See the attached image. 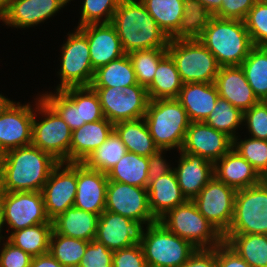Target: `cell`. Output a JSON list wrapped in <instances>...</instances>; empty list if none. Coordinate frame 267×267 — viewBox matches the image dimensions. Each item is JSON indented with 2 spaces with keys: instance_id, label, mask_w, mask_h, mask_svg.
Masks as SVG:
<instances>
[{
  "instance_id": "obj_32",
  "label": "cell",
  "mask_w": 267,
  "mask_h": 267,
  "mask_svg": "<svg viewBox=\"0 0 267 267\" xmlns=\"http://www.w3.org/2000/svg\"><path fill=\"white\" fill-rule=\"evenodd\" d=\"M223 239L251 267H267V235L226 233Z\"/></svg>"
},
{
  "instance_id": "obj_30",
  "label": "cell",
  "mask_w": 267,
  "mask_h": 267,
  "mask_svg": "<svg viewBox=\"0 0 267 267\" xmlns=\"http://www.w3.org/2000/svg\"><path fill=\"white\" fill-rule=\"evenodd\" d=\"M114 131L125 144L128 152L149 157L159 150L143 118L115 123Z\"/></svg>"
},
{
  "instance_id": "obj_23",
  "label": "cell",
  "mask_w": 267,
  "mask_h": 267,
  "mask_svg": "<svg viewBox=\"0 0 267 267\" xmlns=\"http://www.w3.org/2000/svg\"><path fill=\"white\" fill-rule=\"evenodd\" d=\"M214 83L219 97L242 112L249 110L260 101L248 84L241 66L220 67Z\"/></svg>"
},
{
  "instance_id": "obj_26",
  "label": "cell",
  "mask_w": 267,
  "mask_h": 267,
  "mask_svg": "<svg viewBox=\"0 0 267 267\" xmlns=\"http://www.w3.org/2000/svg\"><path fill=\"white\" fill-rule=\"evenodd\" d=\"M219 98L215 83H184L177 100L191 122H204Z\"/></svg>"
},
{
  "instance_id": "obj_39",
  "label": "cell",
  "mask_w": 267,
  "mask_h": 267,
  "mask_svg": "<svg viewBox=\"0 0 267 267\" xmlns=\"http://www.w3.org/2000/svg\"><path fill=\"white\" fill-rule=\"evenodd\" d=\"M88 244V241L52 232L49 253L64 267H78Z\"/></svg>"
},
{
  "instance_id": "obj_52",
  "label": "cell",
  "mask_w": 267,
  "mask_h": 267,
  "mask_svg": "<svg viewBox=\"0 0 267 267\" xmlns=\"http://www.w3.org/2000/svg\"><path fill=\"white\" fill-rule=\"evenodd\" d=\"M217 267H251L224 241L217 246Z\"/></svg>"
},
{
  "instance_id": "obj_28",
  "label": "cell",
  "mask_w": 267,
  "mask_h": 267,
  "mask_svg": "<svg viewBox=\"0 0 267 267\" xmlns=\"http://www.w3.org/2000/svg\"><path fill=\"white\" fill-rule=\"evenodd\" d=\"M114 130V124L104 118L84 124L72 131L70 163H83Z\"/></svg>"
},
{
  "instance_id": "obj_53",
  "label": "cell",
  "mask_w": 267,
  "mask_h": 267,
  "mask_svg": "<svg viewBox=\"0 0 267 267\" xmlns=\"http://www.w3.org/2000/svg\"><path fill=\"white\" fill-rule=\"evenodd\" d=\"M163 151L167 150H158L156 153L150 155L148 157V179L153 180L157 179L161 176L166 175L167 173L173 171L174 169H171L170 165L164 160L161 155Z\"/></svg>"
},
{
  "instance_id": "obj_16",
  "label": "cell",
  "mask_w": 267,
  "mask_h": 267,
  "mask_svg": "<svg viewBox=\"0 0 267 267\" xmlns=\"http://www.w3.org/2000/svg\"><path fill=\"white\" fill-rule=\"evenodd\" d=\"M105 210L145 222L146 225L157 221L149 209L147 188L122 182H108Z\"/></svg>"
},
{
  "instance_id": "obj_13",
  "label": "cell",
  "mask_w": 267,
  "mask_h": 267,
  "mask_svg": "<svg viewBox=\"0 0 267 267\" xmlns=\"http://www.w3.org/2000/svg\"><path fill=\"white\" fill-rule=\"evenodd\" d=\"M165 35L171 38L193 36L196 17L189 0H141Z\"/></svg>"
},
{
  "instance_id": "obj_31",
  "label": "cell",
  "mask_w": 267,
  "mask_h": 267,
  "mask_svg": "<svg viewBox=\"0 0 267 267\" xmlns=\"http://www.w3.org/2000/svg\"><path fill=\"white\" fill-rule=\"evenodd\" d=\"M183 84L174 60L167 54L158 63L153 81L146 89L150 100L177 99Z\"/></svg>"
},
{
  "instance_id": "obj_56",
  "label": "cell",
  "mask_w": 267,
  "mask_h": 267,
  "mask_svg": "<svg viewBox=\"0 0 267 267\" xmlns=\"http://www.w3.org/2000/svg\"><path fill=\"white\" fill-rule=\"evenodd\" d=\"M2 226H4L3 223V191L0 189V234H1V228H3ZM3 236L0 235V242H1V238Z\"/></svg>"
},
{
  "instance_id": "obj_46",
  "label": "cell",
  "mask_w": 267,
  "mask_h": 267,
  "mask_svg": "<svg viewBox=\"0 0 267 267\" xmlns=\"http://www.w3.org/2000/svg\"><path fill=\"white\" fill-rule=\"evenodd\" d=\"M80 114L81 123L104 119L99 97L90 86L80 87Z\"/></svg>"
},
{
  "instance_id": "obj_57",
  "label": "cell",
  "mask_w": 267,
  "mask_h": 267,
  "mask_svg": "<svg viewBox=\"0 0 267 267\" xmlns=\"http://www.w3.org/2000/svg\"><path fill=\"white\" fill-rule=\"evenodd\" d=\"M12 0H0V15L10 5Z\"/></svg>"
},
{
  "instance_id": "obj_17",
  "label": "cell",
  "mask_w": 267,
  "mask_h": 267,
  "mask_svg": "<svg viewBox=\"0 0 267 267\" xmlns=\"http://www.w3.org/2000/svg\"><path fill=\"white\" fill-rule=\"evenodd\" d=\"M34 110L30 104L9 101L0 111V149H11L32 144Z\"/></svg>"
},
{
  "instance_id": "obj_15",
  "label": "cell",
  "mask_w": 267,
  "mask_h": 267,
  "mask_svg": "<svg viewBox=\"0 0 267 267\" xmlns=\"http://www.w3.org/2000/svg\"><path fill=\"white\" fill-rule=\"evenodd\" d=\"M61 170V171H60ZM77 190V163L59 162L42 189L45 210L52 221L73 207Z\"/></svg>"
},
{
  "instance_id": "obj_18",
  "label": "cell",
  "mask_w": 267,
  "mask_h": 267,
  "mask_svg": "<svg viewBox=\"0 0 267 267\" xmlns=\"http://www.w3.org/2000/svg\"><path fill=\"white\" fill-rule=\"evenodd\" d=\"M143 224L146 223L104 210L99 215L95 240L112 251L141 245Z\"/></svg>"
},
{
  "instance_id": "obj_43",
  "label": "cell",
  "mask_w": 267,
  "mask_h": 267,
  "mask_svg": "<svg viewBox=\"0 0 267 267\" xmlns=\"http://www.w3.org/2000/svg\"><path fill=\"white\" fill-rule=\"evenodd\" d=\"M120 2L121 0H84L78 27L88 24L112 22L114 13ZM103 16L105 19H102Z\"/></svg>"
},
{
  "instance_id": "obj_38",
  "label": "cell",
  "mask_w": 267,
  "mask_h": 267,
  "mask_svg": "<svg viewBox=\"0 0 267 267\" xmlns=\"http://www.w3.org/2000/svg\"><path fill=\"white\" fill-rule=\"evenodd\" d=\"M127 153V148L113 130L97 149L83 162L88 168L107 173Z\"/></svg>"
},
{
  "instance_id": "obj_7",
  "label": "cell",
  "mask_w": 267,
  "mask_h": 267,
  "mask_svg": "<svg viewBox=\"0 0 267 267\" xmlns=\"http://www.w3.org/2000/svg\"><path fill=\"white\" fill-rule=\"evenodd\" d=\"M158 221L175 235L191 242L197 249L214 248L224 241L223 236L198 211L192 200L169 210Z\"/></svg>"
},
{
  "instance_id": "obj_33",
  "label": "cell",
  "mask_w": 267,
  "mask_h": 267,
  "mask_svg": "<svg viewBox=\"0 0 267 267\" xmlns=\"http://www.w3.org/2000/svg\"><path fill=\"white\" fill-rule=\"evenodd\" d=\"M139 85L128 54L97 68L90 87H126Z\"/></svg>"
},
{
  "instance_id": "obj_54",
  "label": "cell",
  "mask_w": 267,
  "mask_h": 267,
  "mask_svg": "<svg viewBox=\"0 0 267 267\" xmlns=\"http://www.w3.org/2000/svg\"><path fill=\"white\" fill-rule=\"evenodd\" d=\"M196 19L213 16L222 6L223 0H189Z\"/></svg>"
},
{
  "instance_id": "obj_42",
  "label": "cell",
  "mask_w": 267,
  "mask_h": 267,
  "mask_svg": "<svg viewBox=\"0 0 267 267\" xmlns=\"http://www.w3.org/2000/svg\"><path fill=\"white\" fill-rule=\"evenodd\" d=\"M238 136L233 140L235 149L245 160H247L258 174L265 179L267 176V140L249 138L240 140Z\"/></svg>"
},
{
  "instance_id": "obj_9",
  "label": "cell",
  "mask_w": 267,
  "mask_h": 267,
  "mask_svg": "<svg viewBox=\"0 0 267 267\" xmlns=\"http://www.w3.org/2000/svg\"><path fill=\"white\" fill-rule=\"evenodd\" d=\"M227 233L267 235V182L237 190Z\"/></svg>"
},
{
  "instance_id": "obj_27",
  "label": "cell",
  "mask_w": 267,
  "mask_h": 267,
  "mask_svg": "<svg viewBox=\"0 0 267 267\" xmlns=\"http://www.w3.org/2000/svg\"><path fill=\"white\" fill-rule=\"evenodd\" d=\"M147 192L149 209L156 220L187 201L174 170L157 179L150 180Z\"/></svg>"
},
{
  "instance_id": "obj_19",
  "label": "cell",
  "mask_w": 267,
  "mask_h": 267,
  "mask_svg": "<svg viewBox=\"0 0 267 267\" xmlns=\"http://www.w3.org/2000/svg\"><path fill=\"white\" fill-rule=\"evenodd\" d=\"M233 147V140L225 133L204 122H191L179 152L204 157L215 163Z\"/></svg>"
},
{
  "instance_id": "obj_59",
  "label": "cell",
  "mask_w": 267,
  "mask_h": 267,
  "mask_svg": "<svg viewBox=\"0 0 267 267\" xmlns=\"http://www.w3.org/2000/svg\"><path fill=\"white\" fill-rule=\"evenodd\" d=\"M10 101V99L4 97L0 94V111L5 107V105Z\"/></svg>"
},
{
  "instance_id": "obj_6",
  "label": "cell",
  "mask_w": 267,
  "mask_h": 267,
  "mask_svg": "<svg viewBox=\"0 0 267 267\" xmlns=\"http://www.w3.org/2000/svg\"><path fill=\"white\" fill-rule=\"evenodd\" d=\"M146 230L141 246L147 267H180L197 250L158 220L147 225Z\"/></svg>"
},
{
  "instance_id": "obj_29",
  "label": "cell",
  "mask_w": 267,
  "mask_h": 267,
  "mask_svg": "<svg viewBox=\"0 0 267 267\" xmlns=\"http://www.w3.org/2000/svg\"><path fill=\"white\" fill-rule=\"evenodd\" d=\"M98 219V214L73 206L52 220L53 232L90 242L96 237Z\"/></svg>"
},
{
  "instance_id": "obj_51",
  "label": "cell",
  "mask_w": 267,
  "mask_h": 267,
  "mask_svg": "<svg viewBox=\"0 0 267 267\" xmlns=\"http://www.w3.org/2000/svg\"><path fill=\"white\" fill-rule=\"evenodd\" d=\"M180 267H217V246L198 248Z\"/></svg>"
},
{
  "instance_id": "obj_58",
  "label": "cell",
  "mask_w": 267,
  "mask_h": 267,
  "mask_svg": "<svg viewBox=\"0 0 267 267\" xmlns=\"http://www.w3.org/2000/svg\"><path fill=\"white\" fill-rule=\"evenodd\" d=\"M5 153L0 149V185L2 181L3 162Z\"/></svg>"
},
{
  "instance_id": "obj_55",
  "label": "cell",
  "mask_w": 267,
  "mask_h": 267,
  "mask_svg": "<svg viewBox=\"0 0 267 267\" xmlns=\"http://www.w3.org/2000/svg\"><path fill=\"white\" fill-rule=\"evenodd\" d=\"M30 267H64L49 252L43 255L34 256Z\"/></svg>"
},
{
  "instance_id": "obj_8",
  "label": "cell",
  "mask_w": 267,
  "mask_h": 267,
  "mask_svg": "<svg viewBox=\"0 0 267 267\" xmlns=\"http://www.w3.org/2000/svg\"><path fill=\"white\" fill-rule=\"evenodd\" d=\"M36 110L44 120L33 118L32 145L51 154L59 162L70 163L72 130L61 116L40 96Z\"/></svg>"
},
{
  "instance_id": "obj_22",
  "label": "cell",
  "mask_w": 267,
  "mask_h": 267,
  "mask_svg": "<svg viewBox=\"0 0 267 267\" xmlns=\"http://www.w3.org/2000/svg\"><path fill=\"white\" fill-rule=\"evenodd\" d=\"M70 0H12L0 19L10 27L25 28L44 22Z\"/></svg>"
},
{
  "instance_id": "obj_5",
  "label": "cell",
  "mask_w": 267,
  "mask_h": 267,
  "mask_svg": "<svg viewBox=\"0 0 267 267\" xmlns=\"http://www.w3.org/2000/svg\"><path fill=\"white\" fill-rule=\"evenodd\" d=\"M167 52L183 83H214L220 66L215 56L195 36L171 38Z\"/></svg>"
},
{
  "instance_id": "obj_44",
  "label": "cell",
  "mask_w": 267,
  "mask_h": 267,
  "mask_svg": "<svg viewBox=\"0 0 267 267\" xmlns=\"http://www.w3.org/2000/svg\"><path fill=\"white\" fill-rule=\"evenodd\" d=\"M243 21L253 45L267 47V1L257 0Z\"/></svg>"
},
{
  "instance_id": "obj_14",
  "label": "cell",
  "mask_w": 267,
  "mask_h": 267,
  "mask_svg": "<svg viewBox=\"0 0 267 267\" xmlns=\"http://www.w3.org/2000/svg\"><path fill=\"white\" fill-rule=\"evenodd\" d=\"M3 223L14 231L52 223L45 210L42 192H3Z\"/></svg>"
},
{
  "instance_id": "obj_48",
  "label": "cell",
  "mask_w": 267,
  "mask_h": 267,
  "mask_svg": "<svg viewBox=\"0 0 267 267\" xmlns=\"http://www.w3.org/2000/svg\"><path fill=\"white\" fill-rule=\"evenodd\" d=\"M113 267H147L141 245L113 251Z\"/></svg>"
},
{
  "instance_id": "obj_49",
  "label": "cell",
  "mask_w": 267,
  "mask_h": 267,
  "mask_svg": "<svg viewBox=\"0 0 267 267\" xmlns=\"http://www.w3.org/2000/svg\"><path fill=\"white\" fill-rule=\"evenodd\" d=\"M6 241L0 253V267H30L33 257Z\"/></svg>"
},
{
  "instance_id": "obj_25",
  "label": "cell",
  "mask_w": 267,
  "mask_h": 267,
  "mask_svg": "<svg viewBox=\"0 0 267 267\" xmlns=\"http://www.w3.org/2000/svg\"><path fill=\"white\" fill-rule=\"evenodd\" d=\"M214 176L236 191L258 185L264 180L233 148L214 163Z\"/></svg>"
},
{
  "instance_id": "obj_45",
  "label": "cell",
  "mask_w": 267,
  "mask_h": 267,
  "mask_svg": "<svg viewBox=\"0 0 267 267\" xmlns=\"http://www.w3.org/2000/svg\"><path fill=\"white\" fill-rule=\"evenodd\" d=\"M243 121H246L252 138L267 140V101L260 100L243 112Z\"/></svg>"
},
{
  "instance_id": "obj_12",
  "label": "cell",
  "mask_w": 267,
  "mask_h": 267,
  "mask_svg": "<svg viewBox=\"0 0 267 267\" xmlns=\"http://www.w3.org/2000/svg\"><path fill=\"white\" fill-rule=\"evenodd\" d=\"M235 195L234 188L214 176L192 201L198 211L224 236L233 219Z\"/></svg>"
},
{
  "instance_id": "obj_2",
  "label": "cell",
  "mask_w": 267,
  "mask_h": 267,
  "mask_svg": "<svg viewBox=\"0 0 267 267\" xmlns=\"http://www.w3.org/2000/svg\"><path fill=\"white\" fill-rule=\"evenodd\" d=\"M59 163L51 154L31 145L5 152L3 192H41L53 168Z\"/></svg>"
},
{
  "instance_id": "obj_21",
  "label": "cell",
  "mask_w": 267,
  "mask_h": 267,
  "mask_svg": "<svg viewBox=\"0 0 267 267\" xmlns=\"http://www.w3.org/2000/svg\"><path fill=\"white\" fill-rule=\"evenodd\" d=\"M107 174L77 163V190L74 207L100 215L105 210Z\"/></svg>"
},
{
  "instance_id": "obj_47",
  "label": "cell",
  "mask_w": 267,
  "mask_h": 267,
  "mask_svg": "<svg viewBox=\"0 0 267 267\" xmlns=\"http://www.w3.org/2000/svg\"><path fill=\"white\" fill-rule=\"evenodd\" d=\"M113 251L103 243L93 239L87 245L78 267H113Z\"/></svg>"
},
{
  "instance_id": "obj_40",
  "label": "cell",
  "mask_w": 267,
  "mask_h": 267,
  "mask_svg": "<svg viewBox=\"0 0 267 267\" xmlns=\"http://www.w3.org/2000/svg\"><path fill=\"white\" fill-rule=\"evenodd\" d=\"M243 122V112L230 104L223 98H218L212 113L206 118L204 123L214 129L225 133L232 140L235 136L236 128Z\"/></svg>"
},
{
  "instance_id": "obj_10",
  "label": "cell",
  "mask_w": 267,
  "mask_h": 267,
  "mask_svg": "<svg viewBox=\"0 0 267 267\" xmlns=\"http://www.w3.org/2000/svg\"><path fill=\"white\" fill-rule=\"evenodd\" d=\"M91 88L99 97L104 118L113 124L140 119L146 114L150 99L144 86Z\"/></svg>"
},
{
  "instance_id": "obj_50",
  "label": "cell",
  "mask_w": 267,
  "mask_h": 267,
  "mask_svg": "<svg viewBox=\"0 0 267 267\" xmlns=\"http://www.w3.org/2000/svg\"><path fill=\"white\" fill-rule=\"evenodd\" d=\"M257 0H223L221 8L213 15L221 19L244 20Z\"/></svg>"
},
{
  "instance_id": "obj_20",
  "label": "cell",
  "mask_w": 267,
  "mask_h": 267,
  "mask_svg": "<svg viewBox=\"0 0 267 267\" xmlns=\"http://www.w3.org/2000/svg\"><path fill=\"white\" fill-rule=\"evenodd\" d=\"M77 28L87 37L94 70L126 54L111 22L88 24Z\"/></svg>"
},
{
  "instance_id": "obj_36",
  "label": "cell",
  "mask_w": 267,
  "mask_h": 267,
  "mask_svg": "<svg viewBox=\"0 0 267 267\" xmlns=\"http://www.w3.org/2000/svg\"><path fill=\"white\" fill-rule=\"evenodd\" d=\"M67 123L72 131L82 127L80 114V87H69L41 96Z\"/></svg>"
},
{
  "instance_id": "obj_37",
  "label": "cell",
  "mask_w": 267,
  "mask_h": 267,
  "mask_svg": "<svg viewBox=\"0 0 267 267\" xmlns=\"http://www.w3.org/2000/svg\"><path fill=\"white\" fill-rule=\"evenodd\" d=\"M240 66L256 97L267 101V47L254 46Z\"/></svg>"
},
{
  "instance_id": "obj_35",
  "label": "cell",
  "mask_w": 267,
  "mask_h": 267,
  "mask_svg": "<svg viewBox=\"0 0 267 267\" xmlns=\"http://www.w3.org/2000/svg\"><path fill=\"white\" fill-rule=\"evenodd\" d=\"M52 232V223L36 224L21 230L13 231L10 236H8L7 240L34 257L49 252Z\"/></svg>"
},
{
  "instance_id": "obj_1",
  "label": "cell",
  "mask_w": 267,
  "mask_h": 267,
  "mask_svg": "<svg viewBox=\"0 0 267 267\" xmlns=\"http://www.w3.org/2000/svg\"><path fill=\"white\" fill-rule=\"evenodd\" d=\"M194 35L220 67L240 66L254 47L243 20L204 16L196 19Z\"/></svg>"
},
{
  "instance_id": "obj_41",
  "label": "cell",
  "mask_w": 267,
  "mask_h": 267,
  "mask_svg": "<svg viewBox=\"0 0 267 267\" xmlns=\"http://www.w3.org/2000/svg\"><path fill=\"white\" fill-rule=\"evenodd\" d=\"M168 54L167 49H144L128 53L137 83L147 88L153 81L158 63Z\"/></svg>"
},
{
  "instance_id": "obj_24",
  "label": "cell",
  "mask_w": 267,
  "mask_h": 267,
  "mask_svg": "<svg viewBox=\"0 0 267 267\" xmlns=\"http://www.w3.org/2000/svg\"><path fill=\"white\" fill-rule=\"evenodd\" d=\"M178 167L173 168L187 200H193L214 177V163L204 157L180 152Z\"/></svg>"
},
{
  "instance_id": "obj_3",
  "label": "cell",
  "mask_w": 267,
  "mask_h": 267,
  "mask_svg": "<svg viewBox=\"0 0 267 267\" xmlns=\"http://www.w3.org/2000/svg\"><path fill=\"white\" fill-rule=\"evenodd\" d=\"M111 23L126 54L144 49H167L170 39L141 0H121Z\"/></svg>"
},
{
  "instance_id": "obj_11",
  "label": "cell",
  "mask_w": 267,
  "mask_h": 267,
  "mask_svg": "<svg viewBox=\"0 0 267 267\" xmlns=\"http://www.w3.org/2000/svg\"><path fill=\"white\" fill-rule=\"evenodd\" d=\"M61 69L59 72L61 84L56 90L69 87H89L94 69L91 65L87 37L78 29L68 35L62 46Z\"/></svg>"
},
{
  "instance_id": "obj_4",
  "label": "cell",
  "mask_w": 267,
  "mask_h": 267,
  "mask_svg": "<svg viewBox=\"0 0 267 267\" xmlns=\"http://www.w3.org/2000/svg\"><path fill=\"white\" fill-rule=\"evenodd\" d=\"M143 119L160 150H181L191 121L177 99L150 100Z\"/></svg>"
},
{
  "instance_id": "obj_34",
  "label": "cell",
  "mask_w": 267,
  "mask_h": 267,
  "mask_svg": "<svg viewBox=\"0 0 267 267\" xmlns=\"http://www.w3.org/2000/svg\"><path fill=\"white\" fill-rule=\"evenodd\" d=\"M148 157L128 152L106 174L109 181L147 188Z\"/></svg>"
}]
</instances>
